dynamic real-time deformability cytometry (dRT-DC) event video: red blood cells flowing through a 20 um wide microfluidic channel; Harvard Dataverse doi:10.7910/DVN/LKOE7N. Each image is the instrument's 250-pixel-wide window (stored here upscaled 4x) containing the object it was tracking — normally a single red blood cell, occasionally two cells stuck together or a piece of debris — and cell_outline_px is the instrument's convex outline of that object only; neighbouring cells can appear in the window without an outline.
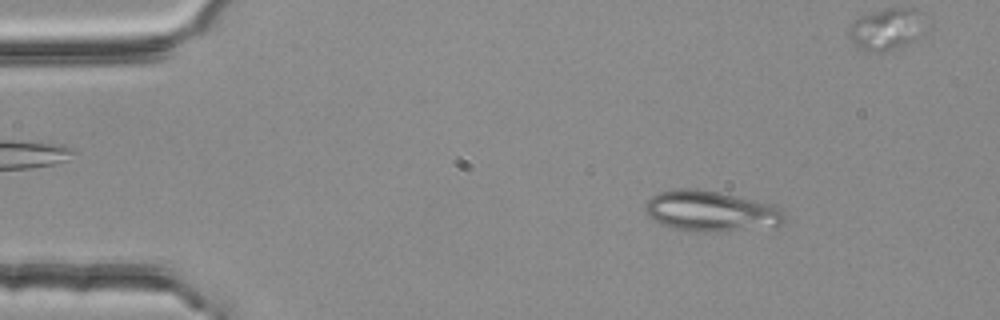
{"species": "common noctule bat (a hibernating species)", "species_latin": "Nyctalus noctula", "temperature_condition": "room temperature", "stored_images_in_passage": 4, "segment_of_instrument_passage": [1, 2], "camera_frame_rate_fps": 3000, "um_per_image_px": 0.085, "animal": {"sex": "female", "body_mass_g": 25.1}, "frame": {"image": 1, "passage_image": 1, "time_ms": 0.0, "image_size_px": [1000, 320], "cell_outline_px": [[784, 224], [732, 228], [668, 228], [648, 216], [644, 212], [644, 204], [652, 196], [660, 192], [680, 188], [696, 188], [776, 204], [784, 212]], "centroid_in_image_um": [60.36, 17.86], "position_along_channel_um": 24.6, "area_um2": 31.33}}